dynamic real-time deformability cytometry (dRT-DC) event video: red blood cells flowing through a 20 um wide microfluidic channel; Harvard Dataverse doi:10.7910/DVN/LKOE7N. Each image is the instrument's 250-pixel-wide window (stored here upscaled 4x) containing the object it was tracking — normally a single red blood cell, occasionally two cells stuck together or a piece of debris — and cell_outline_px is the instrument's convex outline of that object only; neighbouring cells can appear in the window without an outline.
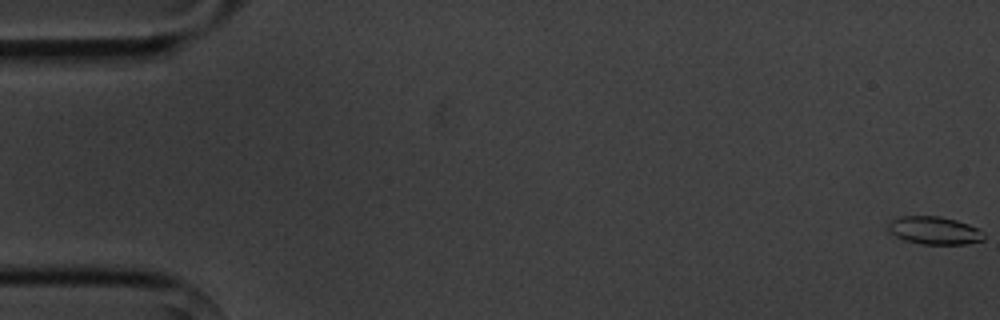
{"species": "common noctule bat (a hibernating species)", "species_latin": "Nyctalus noctula", "temperature_condition": "cold", "stored_images_in_passage": 6, "camera_frame_rate_fps": 3000, "um_per_image_px": 0.085, "animal": {"sex": "male", "body_mass_g": 20.1, "forearm_length_mm": 53.5}, "frame": {"image": 1, "passage_image": 1, "time_ms": 0.0, "image_size_px": [1000, 320], "cell_outline_px": [[984, 240], [968, 244], [920, 244], [904, 240], [888, 232], [888, 220], [900, 216], [940, 216], [956, 220], [968, 224], [984, 232]], "centroid_in_image_um": [79.39, 19.59], "position_along_channel_um": 5.6, "area_um2": 15.72}}